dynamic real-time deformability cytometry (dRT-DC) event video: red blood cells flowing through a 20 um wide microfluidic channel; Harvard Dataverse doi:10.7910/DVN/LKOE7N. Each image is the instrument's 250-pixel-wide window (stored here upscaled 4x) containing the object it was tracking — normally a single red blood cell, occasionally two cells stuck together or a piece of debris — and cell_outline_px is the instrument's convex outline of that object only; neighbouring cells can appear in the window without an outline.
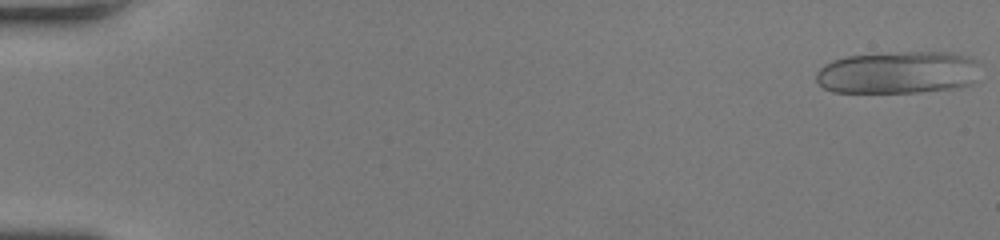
{"species": "human", "species_latin": "Homo sapiens", "temperature_condition": "room temperature", "stored_images_in_passage": 48, "camera_frame_rate_fps": 3000, "um_per_image_px": 0.085, "donor": {"sex": "female"}, "frame": {"image": 1, "passage_image": 1, "time_ms": 0.0, "image_size_px": [1000, 240], "cell_outline_px": [[980, 64], [972, 84], [956, 88], [920, 92], [832, 92], [824, 88], [816, 80], [816, 72], [824, 64], [832, 60], [848, 56], [904, 52], [952, 52], [968, 56], [980, 60]], "centroid_in_image_um": [76.36, 6.16], "position_along_channel_um": 8.6, "area_um2": 40.81}}
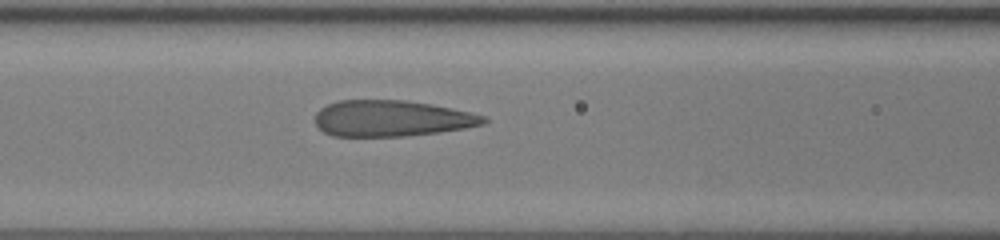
{"frame": {"image": 2, "passage_image": 21, "time_ms": 6.667, "image_size_px": [1000, 240], "cell_outline_px": [[488, 120], [484, 124], [464, 128], [440, 132], [404, 136], [332, 136], [324, 132], [316, 124], [316, 112], [320, 108], [328, 104], [340, 100], [404, 100], [432, 104], [452, 108], [488, 116]], "centroid_in_image_um": [33.31, 10.06], "position_along_channel_um": 133.3, "area_um2": 35.55}}
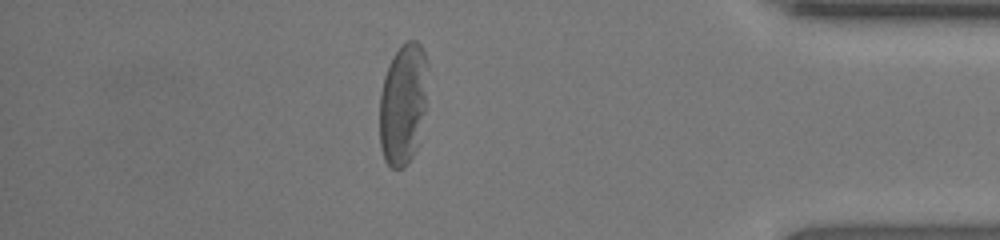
{"frame": {"image": 3, "passage_image": 42, "time_ms": 13.667, "image_size_px": [1000, 240], "cell_outline_px": [[428, 68], [424, 112], [420, 144], [416, 152], [408, 164], [404, 168], [392, 168], [384, 160], [380, 148], [380, 92], [384, 76], [388, 64], [396, 52], [408, 40], [416, 40], [420, 44], [428, 60]], "centroid_in_image_um": [34.27, 8.88], "position_along_channel_um": 400.9, "area_um2": 34.68}, "authors_computed_cell_mechanics": {"area_um2": 37.1365, "velocity_mm_per_s": 4.265, "shape_relaxation_time_tau1_ms": 11.1655, "shape_relaxation_time_tau2_ms": null, "deformation_change_tau1": 0.3836, "deformation_change_tau2": null}}